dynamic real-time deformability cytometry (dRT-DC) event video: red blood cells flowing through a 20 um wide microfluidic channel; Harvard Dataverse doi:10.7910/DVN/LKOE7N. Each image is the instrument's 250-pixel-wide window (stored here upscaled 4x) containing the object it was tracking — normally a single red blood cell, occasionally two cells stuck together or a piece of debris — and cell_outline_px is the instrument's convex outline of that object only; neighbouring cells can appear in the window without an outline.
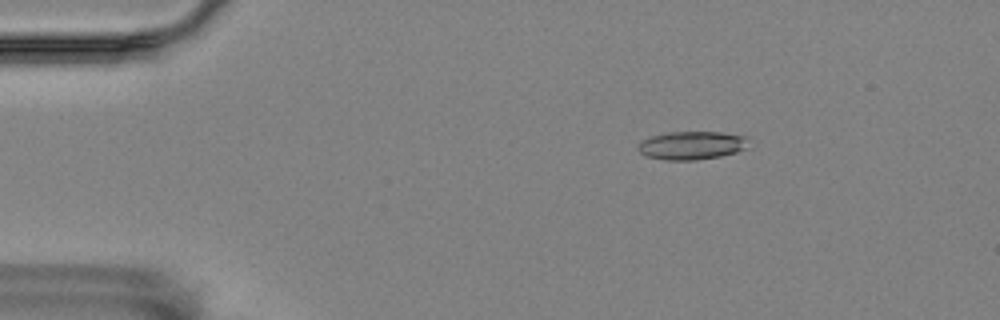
{"species": "Egyptian fruit bat (a non-hibernating species)", "species_latin": "Rousettus aegyptiacus", "temperature_condition": "room temperature", "stored_images_in_passage": 56, "camera_frame_rate_fps": 3000, "um_per_image_px": 0.085, "animal": {"sex": "female"}, "frame": {"image": 1, "passage_image": 9, "time_ms": 2.667, "image_size_px": [1000, 320], "cell_outline_px": [[748, 148], [736, 152], [720, 156], [696, 160], [664, 160], [644, 156], [636, 148], [640, 140], [652, 136], [668, 132], [720, 132], [748, 136]], "centroid_in_image_um": [58.78, 12.36], "position_along_channel_um": 26.2, "area_um2": 18.5}}
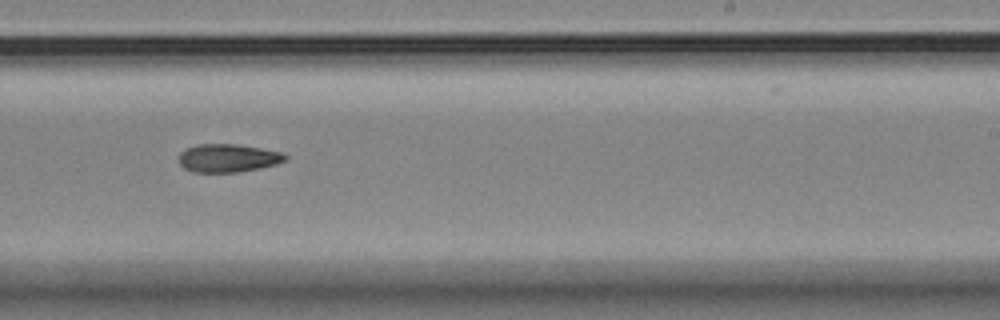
{"frame": {"image": 2, "passage_image": 35, "time_ms": 11.333, "image_size_px": [1000, 320], "cell_outline_px": [[288, 160], [276, 164], [260, 168], [236, 172], [192, 172], [184, 168], [180, 164], [180, 152], [184, 148], [196, 144], [236, 144], [260, 148], [280, 152], [288, 156]], "centroid_in_image_um": [19.36, 13.43], "position_along_channel_um": 269.6, "area_um2": 17.51}}
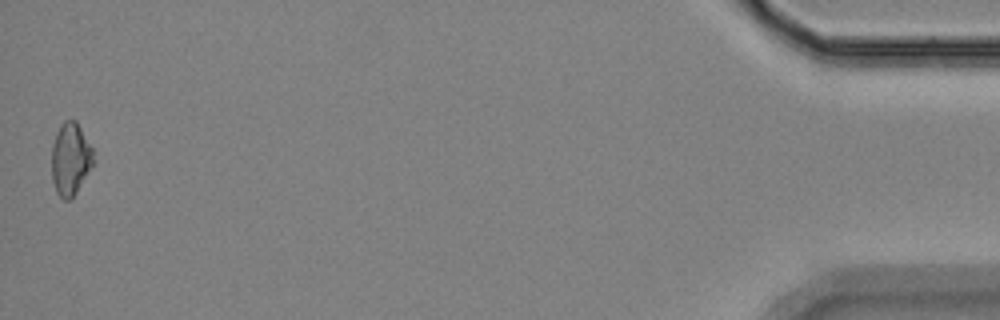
{"frame": {"image": 3, "passage_image": 56, "time_ms": 18.333, "image_size_px": [1000, 320], "cell_outline_px": [[92, 164], [76, 192], [68, 200], [64, 200], [56, 192], [52, 180], [52, 144], [56, 132], [60, 124], [64, 120], [76, 120], [92, 148]], "centroid_in_image_um": [5.95, 13.48], "position_along_channel_um": 429.3, "area_um2": 17.28}}